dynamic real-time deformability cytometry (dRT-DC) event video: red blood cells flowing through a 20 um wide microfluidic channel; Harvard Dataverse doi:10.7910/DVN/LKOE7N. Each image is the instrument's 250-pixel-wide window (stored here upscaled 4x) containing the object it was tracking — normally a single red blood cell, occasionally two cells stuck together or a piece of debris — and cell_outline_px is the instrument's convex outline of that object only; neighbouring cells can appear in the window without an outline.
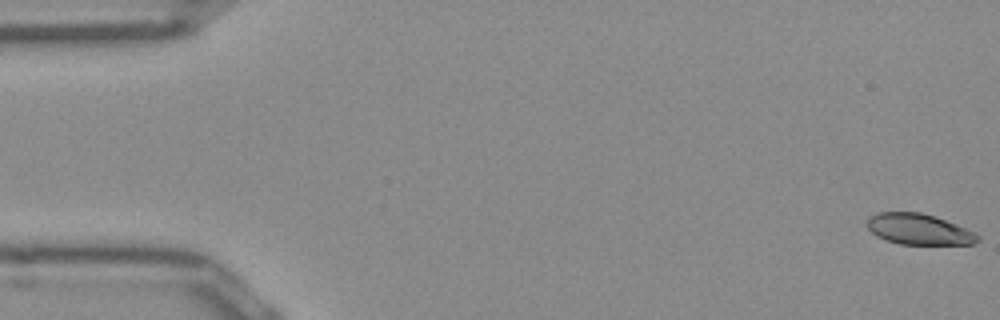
{"species": "Egyptian fruit bat (a non-hibernating species)", "species_latin": "Rousettus aegyptiacus", "temperature_condition": "room temperature", "stored_images_in_passage": 51, "camera_frame_rate_fps": 3000, "um_per_image_px": 0.085, "frame": {"image": 1, "passage_image": 1, "time_ms": 0.0, "image_size_px": [1000, 320], "cell_outline_px": [[980, 240], [972, 244], [900, 244], [876, 236], [868, 228], [868, 220], [876, 212], [920, 212], [956, 224], [980, 236]], "centroid_in_image_um": [78.09, 19.49], "position_along_channel_um": 6.9, "area_um2": 19.48}}
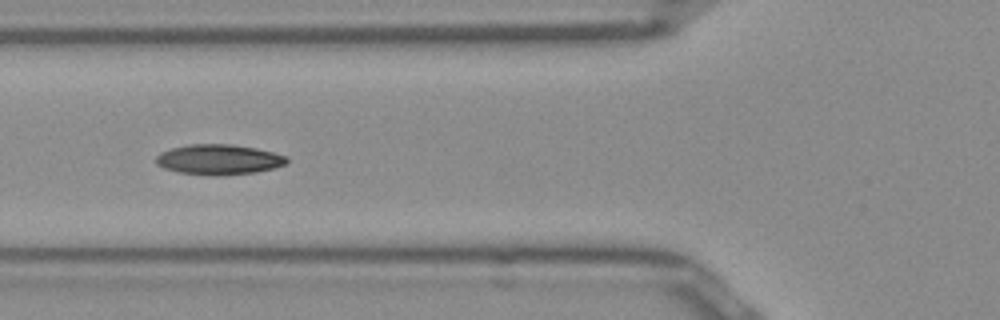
{"frame": {"image": 2, "passage_image": 19, "time_ms": 6.0, "image_size_px": [1000, 320], "cell_outline_px": [[288, 160], [284, 164], [276, 168], [256, 172], [220, 176], [180, 172], [164, 168], [156, 164], [156, 156], [160, 152], [172, 148], [188, 144], [232, 144], [256, 148], [288, 156]], "centroid_in_image_um": [18.61, 13.55], "position_along_channel_um": 107.2, "area_um2": 23.06}}
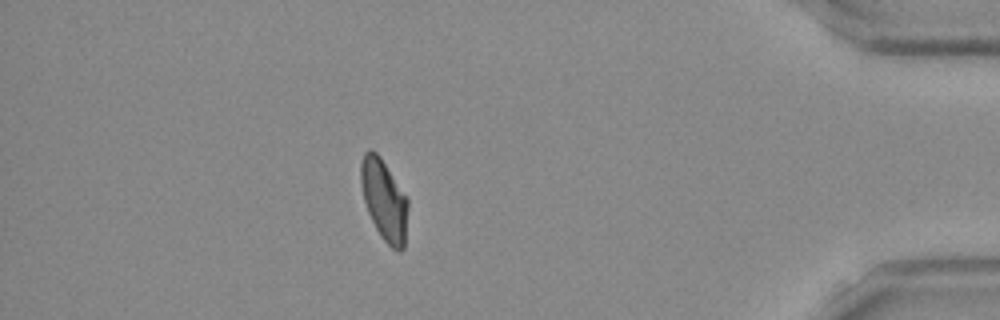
{"frame": {"image": 3, "passage_image": 45, "time_ms": 14.667, "image_size_px": [1000, 320], "cell_outline_px": [[408, 208], [404, 248], [400, 252], [392, 248], [380, 236], [368, 212], [364, 200], [360, 184], [360, 164], [364, 152], [368, 148], [372, 148], [380, 156], [408, 200]], "centroid_in_image_um": [32.63, 16.98], "position_along_channel_um": 402.6, "area_um2": 22.2}, "authors_computed_cell_mechanics": {"area_um2": 21.964, "velocity_mm_per_s": 3.9582, "shape_relaxation_time_tau1_ms": 8.0827, "shape_relaxation_time_tau2_ms": 3.4569, "deformation_change_tau1": 0.196, "deformation_change_tau2": 0.0804}}